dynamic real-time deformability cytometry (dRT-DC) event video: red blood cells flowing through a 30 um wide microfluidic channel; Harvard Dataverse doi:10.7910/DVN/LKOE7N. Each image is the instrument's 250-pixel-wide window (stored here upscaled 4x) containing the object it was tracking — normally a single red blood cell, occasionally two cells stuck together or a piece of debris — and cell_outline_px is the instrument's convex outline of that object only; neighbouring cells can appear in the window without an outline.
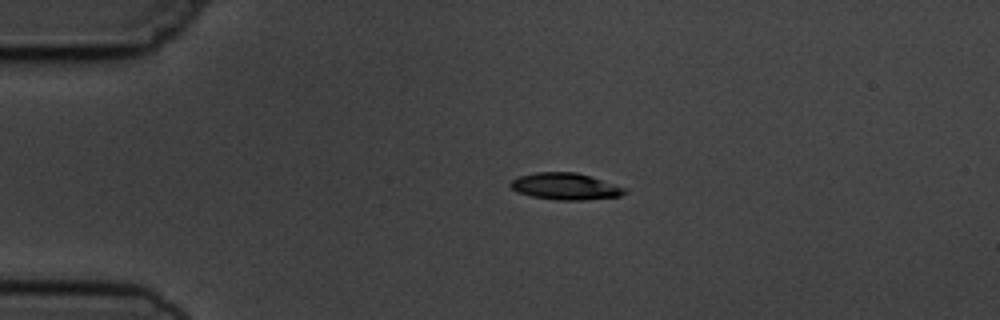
{"species": "common noctule bat (a hibernating species)", "species_latin": "Nyctalus noctula", "temperature_condition": "cold", "stored_images_in_passage": 5, "camera_frame_rate_fps": 3000, "um_per_image_px": 0.085, "animal": {"sex": "male", "body_mass_g": 19.5, "forearm_length_mm": 54.6}, "frame": {"image": 1, "passage_image": 1, "time_ms": 0.0, "image_size_px": [1000, 320], "cell_outline_px": [[628, 192], [620, 196], [584, 200], [556, 200], [532, 196], [516, 192], [508, 184], [516, 176], [536, 172], [576, 172], [628, 188]], "centroid_in_image_um": [48.05, 15.84], "position_along_channel_um": 37.0, "area_um2": 17.92}}
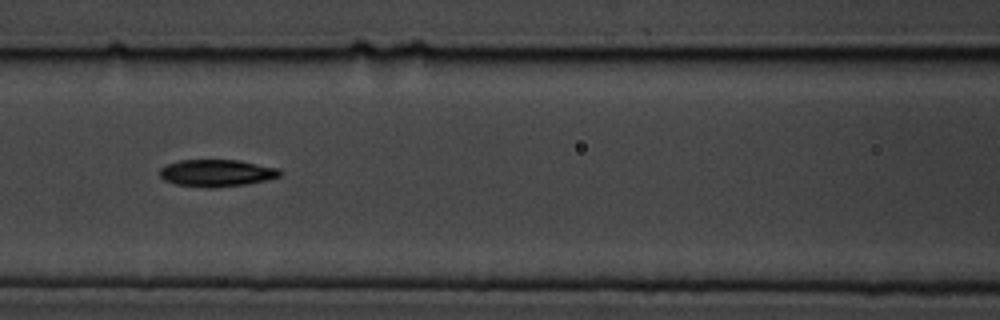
{"frame": {"image": 2, "passage_image": 4, "time_ms": 4.0, "image_size_px": [1000, 320], "cell_outline_px": [[284, 172], [280, 176], [248, 184], [212, 188], [204, 188], [176, 184], [164, 180], [160, 176], [160, 168], [168, 164], [180, 160], [240, 160], [280, 168]], "centroid_in_image_um": [18.45, 14.71], "position_along_channel_um": 148.2, "area_um2": 19.13}}
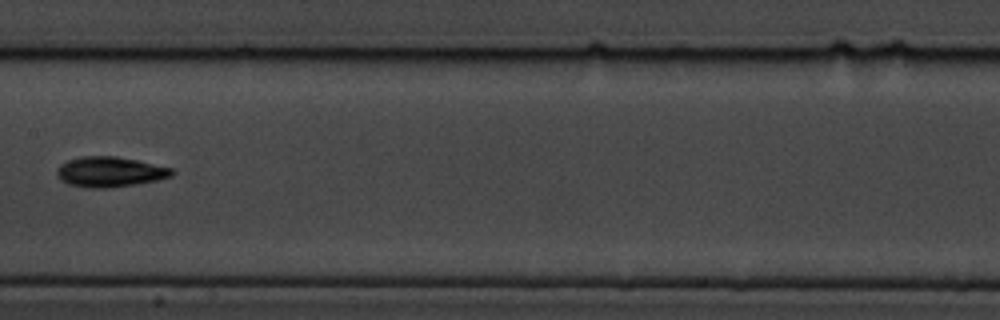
{"frame": {"image": 3, "passage_image": 5, "time_ms": 5.333, "image_size_px": [1000, 320], "cell_outline_px": [[176, 172], [172, 176], [156, 180], [136, 184], [108, 188], [88, 188], [68, 184], [60, 180], [56, 172], [56, 168], [60, 164], [68, 160], [80, 156], [116, 156], [136, 160], [172, 168]], "centroid_in_image_um": [9.31, 14.61], "position_along_channel_um": 198.1, "area_um2": 20.35}}